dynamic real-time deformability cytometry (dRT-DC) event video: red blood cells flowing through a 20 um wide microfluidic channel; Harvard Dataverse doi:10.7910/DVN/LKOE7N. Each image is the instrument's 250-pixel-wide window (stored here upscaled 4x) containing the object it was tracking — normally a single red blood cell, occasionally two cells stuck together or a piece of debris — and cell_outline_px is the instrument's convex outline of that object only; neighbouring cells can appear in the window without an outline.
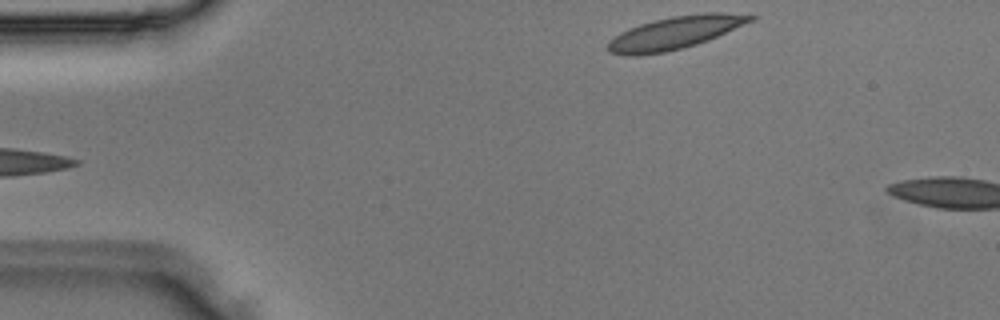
{"species": "Egyptian fruit bat (a non-hibernating species)", "species_latin": "Rousettus aegyptiacus", "temperature_condition": "room temperature", "stored_images_in_passage": 3, "segment_of_instrument_passage": [2, 2], "camera_frame_rate_fps": 3000, "um_per_image_px": 0.085, "animal": {"sex": "male"}, "frame": {"image": 1, "passage_image": 3, "time_ms": 0.667, "image_size_px": [1000, 320], "cell_outline_px": [[756, 20], [708, 40], [696, 44], [664, 52], [636, 56], [624, 56], [608, 52], [608, 40], [620, 32], [628, 28], [640, 24], [672, 16], [704, 12], [720, 12], [756, 16]], "centroid_in_image_um": [57.36, 2.78], "position_along_channel_um": 27.6, "area_um2": 27.17}}